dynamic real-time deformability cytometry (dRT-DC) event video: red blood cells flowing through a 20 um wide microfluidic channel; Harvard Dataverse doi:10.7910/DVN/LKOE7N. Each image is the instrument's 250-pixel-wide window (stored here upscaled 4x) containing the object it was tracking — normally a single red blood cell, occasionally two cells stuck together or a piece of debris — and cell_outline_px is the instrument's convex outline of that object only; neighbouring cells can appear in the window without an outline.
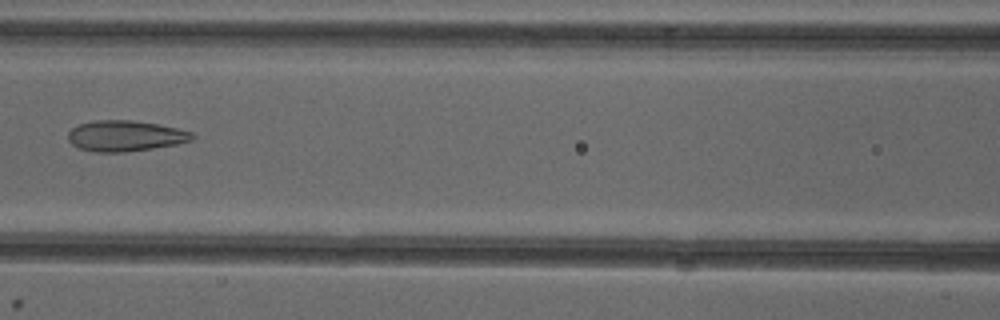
{"species": "common noctule bat (a hibernating species)", "species_latin": "Nyctalus noctula", "temperature_condition": "cold", "stored_images_in_passage": 7, "camera_frame_rate_fps": 3000, "um_per_image_px": 0.085, "animal": {"sex": "female"}, "frame": {"image": 1, "passage_image": 6, "time_ms": 7.0, "image_size_px": [1000, 320], "cell_outline_px": [[196, 136], [192, 140], [176, 144], [152, 148], [124, 152], [96, 152], [80, 148], [72, 144], [68, 140], [68, 132], [72, 128], [80, 124], [96, 120], [132, 120], [156, 124], [176, 128], [192, 132]], "centroid_in_image_um": [10.64, 11.55], "position_along_channel_um": 156.0, "area_um2": 22.08}}
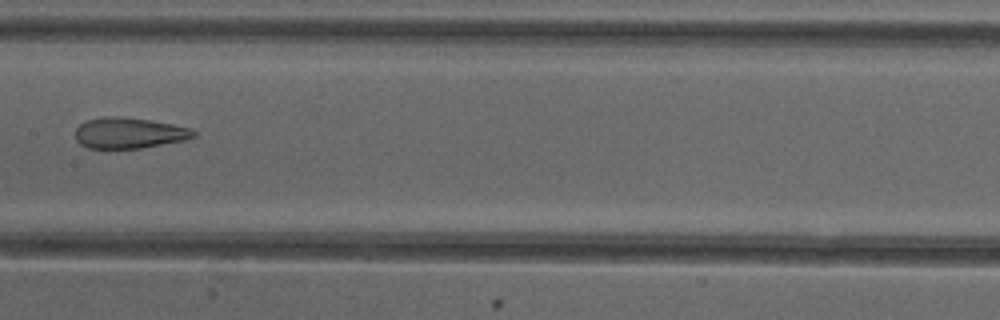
{"frame": {"image": 2, "passage_image": 7, "time_ms": 8.0, "image_size_px": [1000, 320], "cell_outline_px": [[196, 136], [184, 140], [140, 148], [88, 148], [80, 144], [76, 140], [76, 128], [80, 124], [88, 120], [104, 116], [120, 116], [152, 120], [192, 128], [196, 132]], "centroid_in_image_um": [10.98, 11.29], "position_along_channel_um": 196.4, "area_um2": 21.27}}